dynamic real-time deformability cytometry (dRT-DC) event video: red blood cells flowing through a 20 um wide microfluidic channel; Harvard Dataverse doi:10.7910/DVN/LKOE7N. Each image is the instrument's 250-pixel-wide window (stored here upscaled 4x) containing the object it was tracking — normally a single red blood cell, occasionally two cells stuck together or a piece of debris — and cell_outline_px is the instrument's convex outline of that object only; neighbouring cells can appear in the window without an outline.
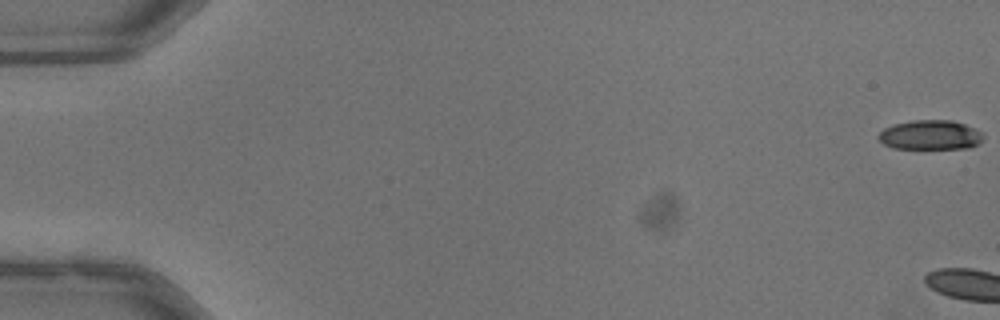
{"species": "common noctule bat (a hibernating species)", "species_latin": "Nyctalus noctula", "temperature_condition": "warm", "stored_images_in_passage": 4, "camera_frame_rate_fps": 3000, "um_per_image_px": 0.085, "animal": {"sex": "male", "body_mass_g": 13.3}, "frame": {"image": 1, "passage_image": 1, "time_ms": 0.0, "image_size_px": [1000, 320], "cell_outline_px": [[984, 136], [980, 144], [968, 148], [892, 148], [884, 144], [876, 136], [884, 128], [892, 124], [912, 120], [952, 120], [964, 124], [980, 132]], "centroid_in_image_um": [79.05, 11.47], "position_along_channel_um": 5.9, "area_um2": 18.03}}